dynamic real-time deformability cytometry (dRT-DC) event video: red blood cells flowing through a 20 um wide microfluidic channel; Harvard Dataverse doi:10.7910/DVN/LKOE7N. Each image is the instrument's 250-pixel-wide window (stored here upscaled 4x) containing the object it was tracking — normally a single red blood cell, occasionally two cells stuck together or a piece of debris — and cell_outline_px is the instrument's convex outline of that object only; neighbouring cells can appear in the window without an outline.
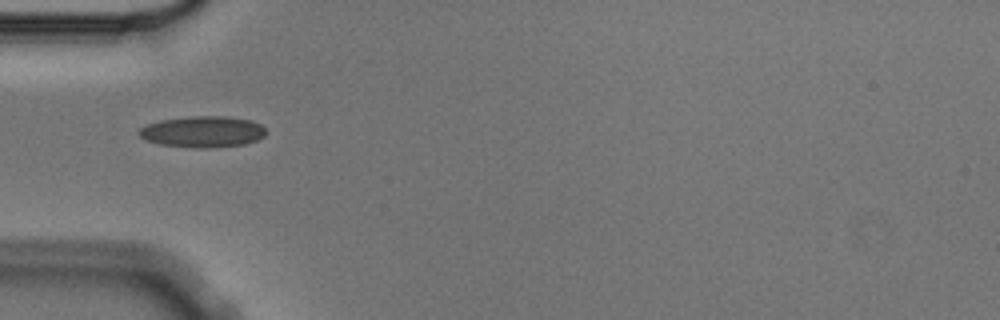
{"species": "Egyptian fruit bat (a non-hibernating species)", "species_latin": "Rousettus aegyptiacus", "temperature_condition": "cold", "stored_images_in_passage": 4, "camera_frame_rate_fps": 3000, "um_per_image_px": 0.085, "animal": {"sex": "male"}, "frame": {"image": 1, "passage_image": 1, "time_ms": 0.0, "image_size_px": [1000, 320], "cell_outline_px": [[268, 132], [264, 136], [256, 140], [244, 144], [216, 148], [196, 148], [160, 144], [144, 140], [136, 132], [140, 128], [148, 124], [160, 120], [192, 116], [224, 116], [252, 120], [260, 124]], "centroid_in_image_um": [17.23, 11.2], "position_along_channel_um": 67.8, "area_um2": 23.29}}
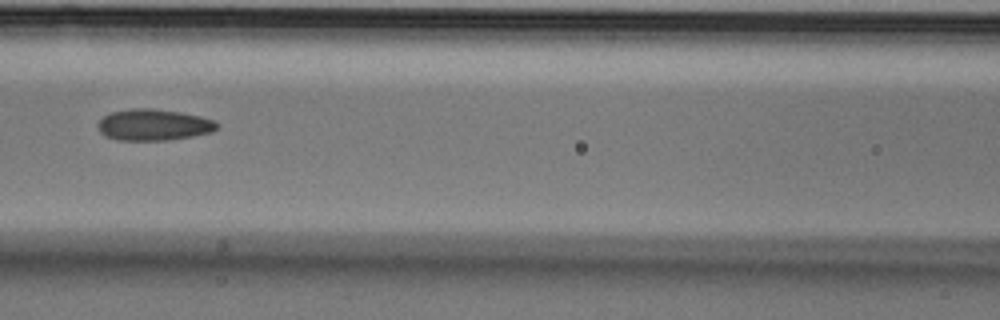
{"frame": {"image": 2, "passage_image": 3, "time_ms": 0.667, "image_size_px": [1000, 320], "cell_outline_px": [[216, 128], [212, 132], [192, 136], [168, 140], [116, 140], [104, 136], [100, 132], [96, 124], [104, 116], [112, 112], [132, 108], [152, 108], [180, 112], [200, 116], [216, 120]], "centroid_in_image_um": [13.03, 10.61], "position_along_channel_um": 153.6, "area_um2": 21.79}}
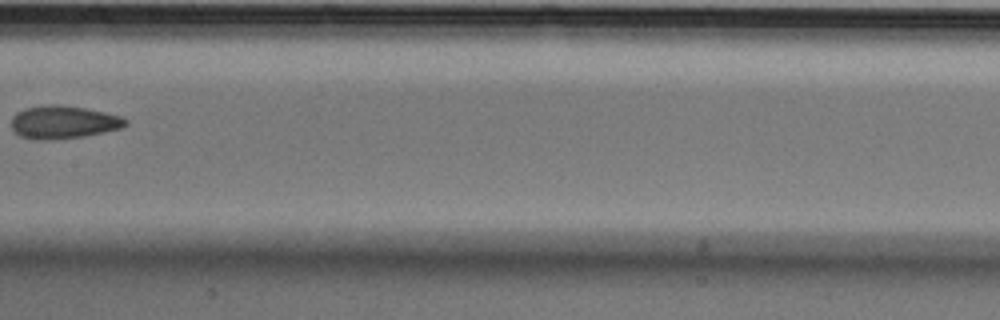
{"frame": {"image": 3, "passage_image": 4, "time_ms": 1.0, "image_size_px": [1000, 320], "cell_outline_px": [[128, 124], [120, 128], [104, 132], [84, 136], [48, 140], [36, 140], [20, 136], [12, 128], [12, 116], [16, 112], [24, 108], [52, 104], [60, 104], [84, 108], [104, 112], [120, 116], [128, 120]], "centroid_in_image_um": [5.37, 10.38], "position_along_channel_um": 202.0, "area_um2": 21.91}}